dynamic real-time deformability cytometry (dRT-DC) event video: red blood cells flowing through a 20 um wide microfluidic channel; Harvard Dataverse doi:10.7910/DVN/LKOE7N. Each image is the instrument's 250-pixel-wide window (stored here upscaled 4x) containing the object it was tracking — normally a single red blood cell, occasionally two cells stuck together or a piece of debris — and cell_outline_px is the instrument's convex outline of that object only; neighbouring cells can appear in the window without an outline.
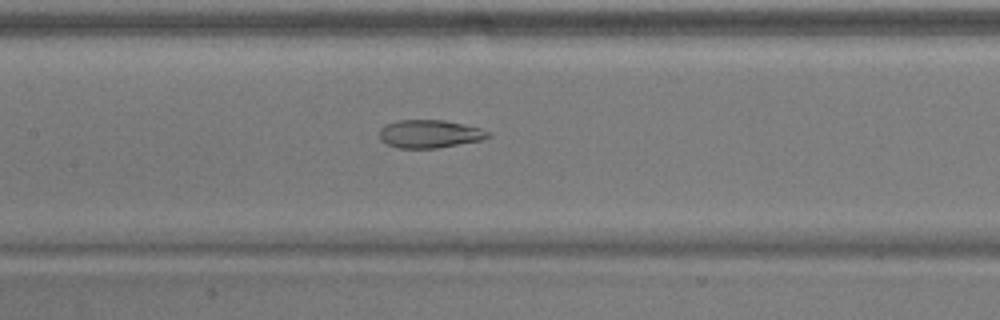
{"species": "common noctule bat (a hibernating species)", "species_latin": "Nyctalus noctula", "temperature_condition": "warm", "stored_images_in_passage": 45, "camera_frame_rate_fps": 3000, "um_per_image_px": 0.085, "animal": {"sex": "male", "body_mass_g": 17.9}, "frame": {"image": 1, "passage_image": 17, "time_ms": 5.333, "image_size_px": [1000, 320], "cell_outline_px": [[492, 136], [480, 140], [436, 148], [400, 148], [388, 144], [380, 140], [380, 128], [384, 124], [396, 120], [444, 120], [464, 124], [480, 128], [492, 132]], "centroid_in_image_um": [36.52, 11.37], "position_along_channel_um": 170.9, "area_um2": 17.8}}
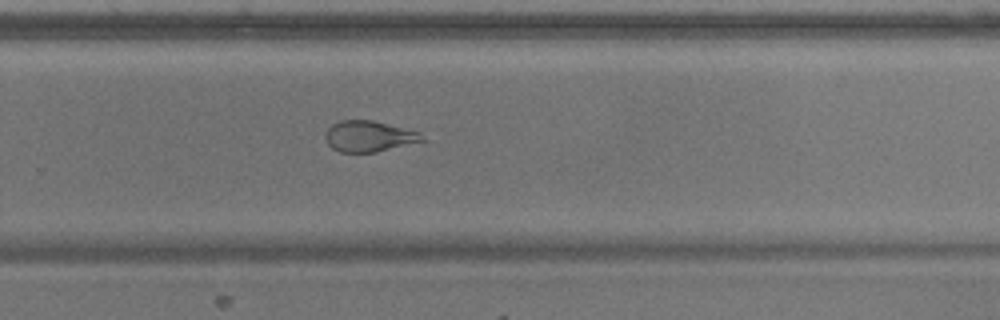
{"frame": {"image": 2, "passage_image": 27, "time_ms": 8.667, "image_size_px": [1000, 320], "cell_outline_px": [[428, 140], [376, 152], [340, 152], [332, 148], [328, 144], [324, 136], [328, 128], [332, 124], [340, 120], [372, 120], [420, 132]], "centroid_in_image_um": [31.37, 11.59], "position_along_channel_um": 298.4, "area_um2": 17.51}}
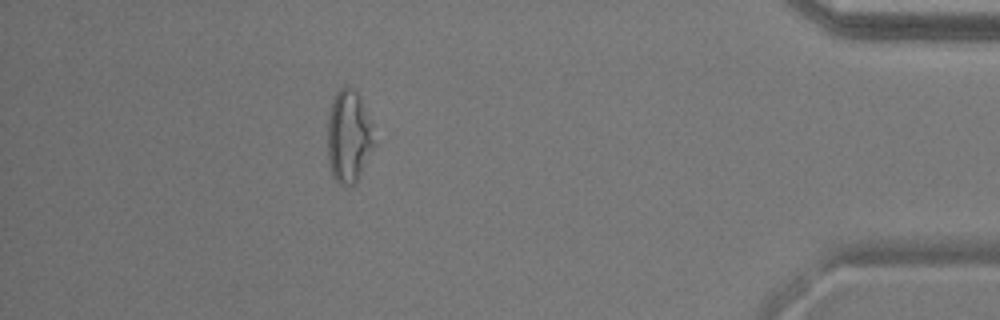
{"frame": {"image": 3, "passage_image": 39, "time_ms": 12.667, "image_size_px": [1000, 320], "cell_outline_px": [[372, 148], [356, 184], [340, 184], [332, 176], [328, 160], [328, 116], [332, 96], [340, 88], [348, 84], [360, 96], [372, 124]], "centroid_in_image_um": [29.6, 11.55], "position_along_channel_um": 405.6, "area_um2": 25.03}, "authors_computed_cell_mechanics": {"area_um2": 20.808, "velocity_mm_per_s": 3.8339, "shape_relaxation_time_tau1_ms": null, "shape_relaxation_time_tau2_ms": 1.4184, "deformation_change_tau1": null, "deformation_change_tau2": 0.0801}}